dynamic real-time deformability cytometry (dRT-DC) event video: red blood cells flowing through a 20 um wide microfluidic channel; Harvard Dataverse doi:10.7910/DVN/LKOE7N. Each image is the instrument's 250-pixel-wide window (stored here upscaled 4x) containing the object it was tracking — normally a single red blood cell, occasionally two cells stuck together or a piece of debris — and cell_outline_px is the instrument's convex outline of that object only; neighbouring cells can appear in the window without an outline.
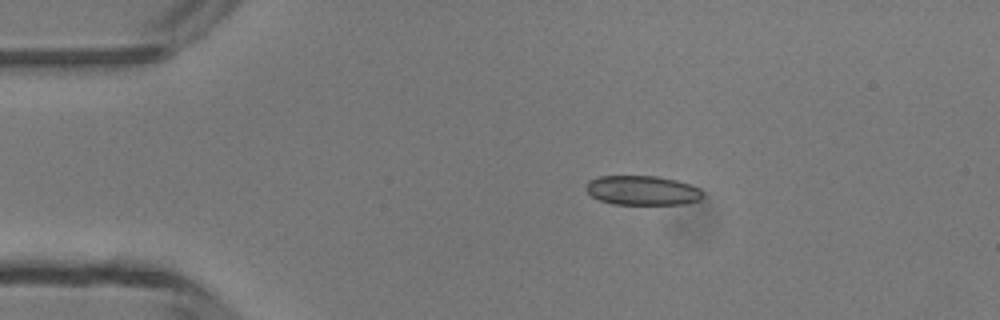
{"species": "common noctule bat (a hibernating species)", "species_latin": "Nyctalus noctula", "temperature_condition": "room temperature", "stored_images_in_passage": 4, "camera_frame_rate_fps": 3000, "um_per_image_px": 0.085, "animal": {"sex": "male", "body_mass_g": 13.3}, "frame": {"image": 1, "passage_image": 2, "time_ms": 2.333, "image_size_px": [1000, 320], "cell_outline_px": [[704, 196], [700, 200], [684, 204], [612, 204], [600, 200], [592, 196], [588, 192], [588, 180], [600, 176], [656, 176], [676, 180], [700, 188], [704, 192]], "centroid_in_image_um": [54.65, 16.19], "position_along_channel_um": 30.3, "area_um2": 20.0}}
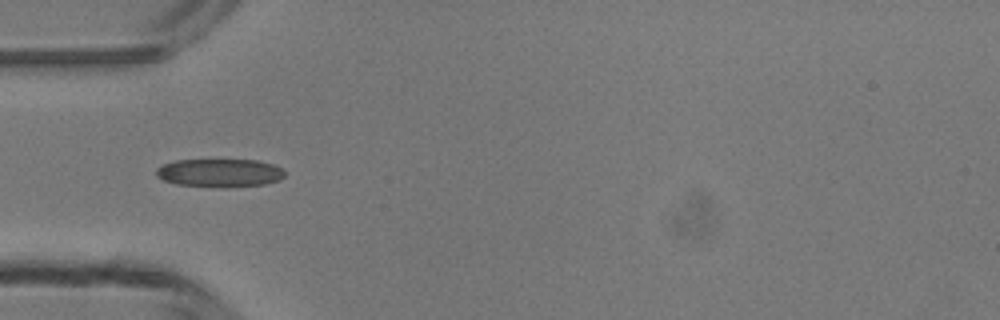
{"frame": {"image": 2, "passage_image": 4, "time_ms": 4.333, "image_size_px": [1000, 320], "cell_outline_px": [[284, 176], [280, 180], [264, 184], [228, 188], [176, 184], [164, 180], [156, 176], [156, 168], [160, 164], [176, 160], [256, 160], [272, 164], [280, 168], [284, 172]], "centroid_in_image_um": [18.64, 14.7], "position_along_channel_um": 66.4, "area_um2": 21.27}}